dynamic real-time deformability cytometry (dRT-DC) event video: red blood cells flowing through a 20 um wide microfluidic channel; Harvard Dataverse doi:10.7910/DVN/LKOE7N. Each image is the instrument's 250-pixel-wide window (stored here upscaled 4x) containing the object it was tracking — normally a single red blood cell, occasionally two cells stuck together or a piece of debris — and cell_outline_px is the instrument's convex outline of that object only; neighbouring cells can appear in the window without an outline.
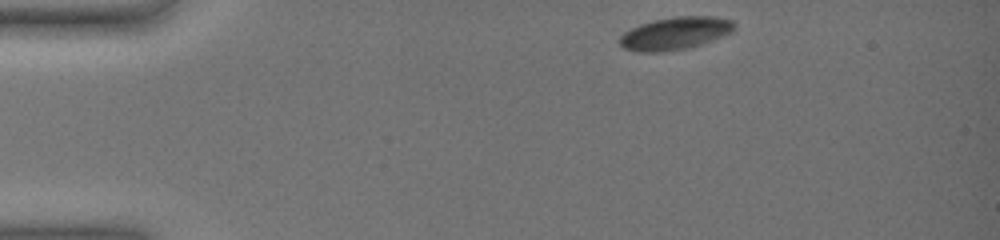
{"species": "common noctule bat (a hibernating species)", "species_latin": "Nyctalus noctula", "temperature_condition": "warm", "stored_images_in_passage": 45, "camera_frame_rate_fps": 3000, "um_per_image_px": 0.085, "animal": {"sex": "female", "body_mass_g": 19.0, "forearm_length_mm": 51.5}, "frame": {"image": 1, "passage_image": 1, "time_ms": 0.0, "image_size_px": [1000, 240], "cell_outline_px": [[736, 28], [732, 32], [724, 36], [688, 48], [664, 52], [636, 52], [624, 48], [620, 44], [620, 36], [624, 32], [640, 24], [652, 20], [676, 16], [716, 16], [732, 20], [736, 24]], "centroid_in_image_um": [57.41, 2.83], "position_along_channel_um": 27.6, "area_um2": 22.02}}
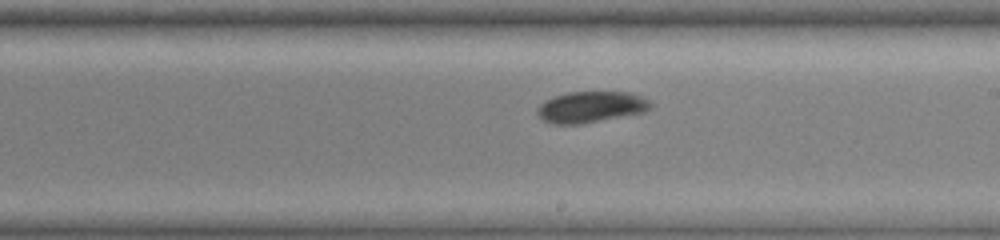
{"frame": {"image": 2, "passage_image": 26, "time_ms": 8.333, "image_size_px": [1000, 240], "cell_outline_px": [[656, 104], [652, 108], [644, 112], [580, 124], [552, 124], [544, 120], [536, 112], [536, 108], [544, 100], [552, 96], [568, 92], [632, 92], [644, 96]], "centroid_in_image_um": [50.27, 9.07], "position_along_channel_um": 238.7, "area_um2": 20.92}}
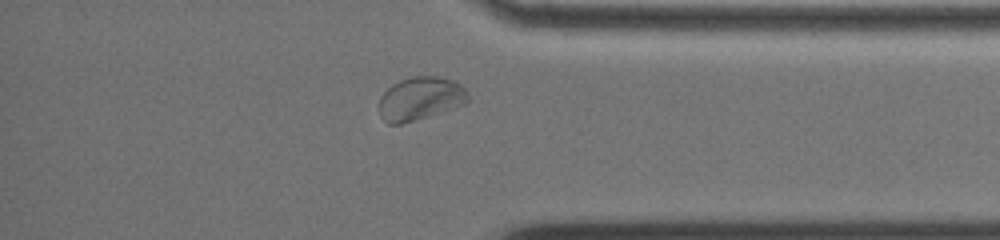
{"frame": {"image": 3, "passage_image": 40, "time_ms": 13.0, "image_size_px": [1000, 240], "cell_outline_px": [[468, 100], [464, 104], [440, 112], [400, 124], [388, 124], [380, 116], [380, 96], [392, 84], [400, 80], [412, 76], [436, 76], [452, 80], [460, 84], [464, 88], [468, 96]], "centroid_in_image_um": [35.7, 8.36], "position_along_channel_um": 399.5, "area_um2": 22.08}, "authors_computed_cell_mechanics": {"area_um2": 21.8484, "velocity_mm_per_s": 3.4661, "shape_relaxation_time_tau1_ms": 6.3842, "shape_relaxation_time_tau2_ms": 4.1041, "deformation_change_tau1": 0.0945, "deformation_change_tau2": 0.0529}}